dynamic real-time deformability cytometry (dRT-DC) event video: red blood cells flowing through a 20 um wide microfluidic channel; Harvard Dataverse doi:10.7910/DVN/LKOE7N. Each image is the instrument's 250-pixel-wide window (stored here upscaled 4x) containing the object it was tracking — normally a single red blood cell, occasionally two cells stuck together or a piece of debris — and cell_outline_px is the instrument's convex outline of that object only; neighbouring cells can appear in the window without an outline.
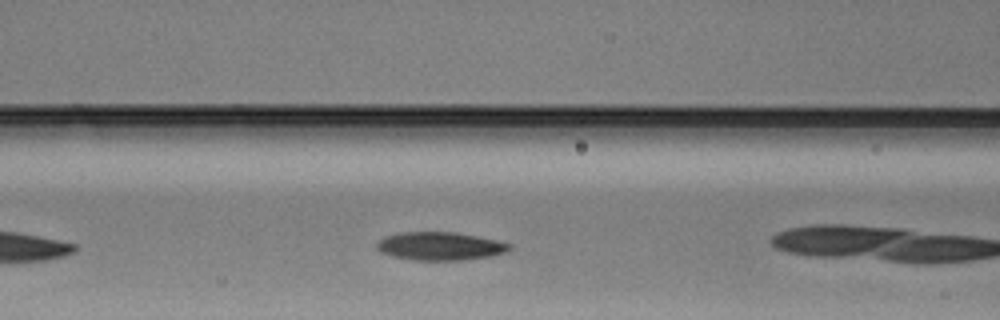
{"species": "Egyptian fruit bat (a non-hibernating species)", "species_latin": "Rousettus aegyptiacus", "temperature_condition": "warm", "stored_images_in_passage": 20, "camera_frame_rate_fps": 3000, "um_per_image_px": 0.085, "animal": {"sex": "male"}, "frame": {"image": 1, "passage_image": 4, "time_ms": 1.0, "image_size_px": [1000, 320], "cell_outline_px": [[512, 248], [508, 252], [492, 256], [464, 260], [412, 260], [392, 256], [380, 252], [376, 248], [376, 244], [384, 236], [400, 232], [452, 232], [476, 236], [496, 240], [512, 244]], "centroid_in_image_um": [37.41, 20.93], "position_along_channel_um": 129.2, "area_um2": 21.96}}